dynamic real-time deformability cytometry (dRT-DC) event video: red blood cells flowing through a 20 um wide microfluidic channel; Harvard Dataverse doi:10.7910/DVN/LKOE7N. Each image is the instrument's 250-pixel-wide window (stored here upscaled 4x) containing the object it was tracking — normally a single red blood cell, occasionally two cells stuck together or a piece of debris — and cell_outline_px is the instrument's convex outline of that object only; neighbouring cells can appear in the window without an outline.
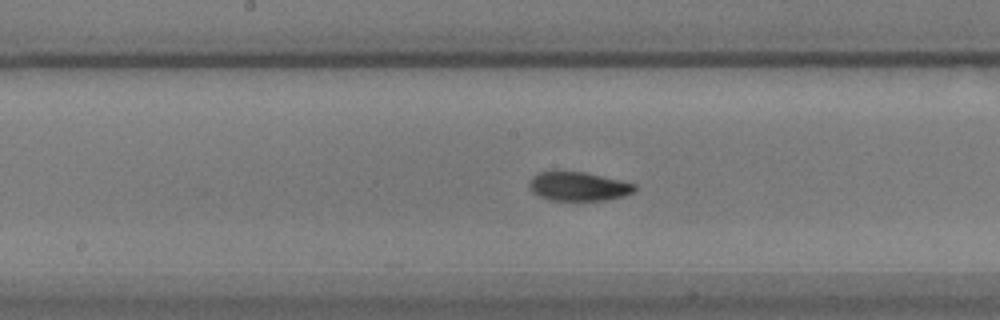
{"species": "common noctule bat (a hibernating species)", "species_latin": "Nyctalus noctula", "temperature_condition": "warm", "stored_images_in_passage": 35, "camera_frame_rate_fps": 3000, "um_per_image_px": 0.085, "animal": {"sex": "male", "body_mass_g": 17.9}, "frame": {"image": 1, "passage_image": 29, "time_ms": 9.333, "image_size_px": [1000, 320], "cell_outline_px": [[636, 188], [632, 192], [624, 196], [604, 200], [552, 200], [540, 196], [532, 192], [528, 188], [528, 180], [532, 176], [540, 172], [584, 172], [620, 180], [636, 184]], "centroid_in_image_um": [49.13, 15.84], "position_along_channel_um": 199.1, "area_um2": 17.63}}